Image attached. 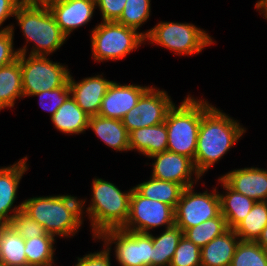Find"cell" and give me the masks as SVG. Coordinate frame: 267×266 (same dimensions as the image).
Returning <instances> with one entry per match:
<instances>
[{
  "mask_svg": "<svg viewBox=\"0 0 267 266\" xmlns=\"http://www.w3.org/2000/svg\"><path fill=\"white\" fill-rule=\"evenodd\" d=\"M246 133V128L202 98V119L198 131L194 165L204 176Z\"/></svg>",
  "mask_w": 267,
  "mask_h": 266,
  "instance_id": "1",
  "label": "cell"
},
{
  "mask_svg": "<svg viewBox=\"0 0 267 266\" xmlns=\"http://www.w3.org/2000/svg\"><path fill=\"white\" fill-rule=\"evenodd\" d=\"M14 17L26 40V44L17 49L18 54L50 56L68 39L44 1L24 0ZM28 43L33 45L30 53Z\"/></svg>",
  "mask_w": 267,
  "mask_h": 266,
  "instance_id": "2",
  "label": "cell"
},
{
  "mask_svg": "<svg viewBox=\"0 0 267 266\" xmlns=\"http://www.w3.org/2000/svg\"><path fill=\"white\" fill-rule=\"evenodd\" d=\"M22 202V211L56 238H72L83 225L82 199L77 196L53 194L27 198Z\"/></svg>",
  "mask_w": 267,
  "mask_h": 266,
  "instance_id": "3",
  "label": "cell"
},
{
  "mask_svg": "<svg viewBox=\"0 0 267 266\" xmlns=\"http://www.w3.org/2000/svg\"><path fill=\"white\" fill-rule=\"evenodd\" d=\"M92 199L88 207H84L86 199H82V214L90 219L92 237L111 228H121L128 219L132 188L120 190L114 183L102 178H93L91 184ZM85 211V212H84Z\"/></svg>",
  "mask_w": 267,
  "mask_h": 266,
  "instance_id": "4",
  "label": "cell"
},
{
  "mask_svg": "<svg viewBox=\"0 0 267 266\" xmlns=\"http://www.w3.org/2000/svg\"><path fill=\"white\" fill-rule=\"evenodd\" d=\"M201 119L202 98L196 99L188 94L180 105L174 104L165 119L168 132L167 150L194 161Z\"/></svg>",
  "mask_w": 267,
  "mask_h": 266,
  "instance_id": "5",
  "label": "cell"
},
{
  "mask_svg": "<svg viewBox=\"0 0 267 266\" xmlns=\"http://www.w3.org/2000/svg\"><path fill=\"white\" fill-rule=\"evenodd\" d=\"M143 35L146 42L169 49L178 56L200 54L207 46L216 43L206 30L187 22L160 21Z\"/></svg>",
  "mask_w": 267,
  "mask_h": 266,
  "instance_id": "6",
  "label": "cell"
},
{
  "mask_svg": "<svg viewBox=\"0 0 267 266\" xmlns=\"http://www.w3.org/2000/svg\"><path fill=\"white\" fill-rule=\"evenodd\" d=\"M91 53L95 62L124 59L130 52L146 44L143 31L116 21H101L91 30Z\"/></svg>",
  "mask_w": 267,
  "mask_h": 266,
  "instance_id": "7",
  "label": "cell"
},
{
  "mask_svg": "<svg viewBox=\"0 0 267 266\" xmlns=\"http://www.w3.org/2000/svg\"><path fill=\"white\" fill-rule=\"evenodd\" d=\"M28 56V57H27ZM18 54L22 72L23 99L43 91L61 87L69 78L70 69L49 56Z\"/></svg>",
  "mask_w": 267,
  "mask_h": 266,
  "instance_id": "8",
  "label": "cell"
},
{
  "mask_svg": "<svg viewBox=\"0 0 267 266\" xmlns=\"http://www.w3.org/2000/svg\"><path fill=\"white\" fill-rule=\"evenodd\" d=\"M104 242L107 250H114L115 259L120 266H151L152 232L139 233L111 228L101 232L93 240ZM114 249H112V245Z\"/></svg>",
  "mask_w": 267,
  "mask_h": 266,
  "instance_id": "9",
  "label": "cell"
},
{
  "mask_svg": "<svg viewBox=\"0 0 267 266\" xmlns=\"http://www.w3.org/2000/svg\"><path fill=\"white\" fill-rule=\"evenodd\" d=\"M173 225L175 214L172 206L143 197L132 188L129 216L121 227L123 230L149 234L155 228L163 226L167 229Z\"/></svg>",
  "mask_w": 267,
  "mask_h": 266,
  "instance_id": "10",
  "label": "cell"
},
{
  "mask_svg": "<svg viewBox=\"0 0 267 266\" xmlns=\"http://www.w3.org/2000/svg\"><path fill=\"white\" fill-rule=\"evenodd\" d=\"M192 187L184 188L174 209L175 225L183 232L220 214V199L217 187L213 192H196Z\"/></svg>",
  "mask_w": 267,
  "mask_h": 266,
  "instance_id": "11",
  "label": "cell"
},
{
  "mask_svg": "<svg viewBox=\"0 0 267 266\" xmlns=\"http://www.w3.org/2000/svg\"><path fill=\"white\" fill-rule=\"evenodd\" d=\"M174 104L167 91L151 85L125 114L122 123L129 133L134 129L163 123Z\"/></svg>",
  "mask_w": 267,
  "mask_h": 266,
  "instance_id": "12",
  "label": "cell"
},
{
  "mask_svg": "<svg viewBox=\"0 0 267 266\" xmlns=\"http://www.w3.org/2000/svg\"><path fill=\"white\" fill-rule=\"evenodd\" d=\"M149 158L154 160L150 164L153 178L175 182L183 188L197 185L198 180L202 178L195 168L194 161L184 155L166 150Z\"/></svg>",
  "mask_w": 267,
  "mask_h": 266,
  "instance_id": "13",
  "label": "cell"
},
{
  "mask_svg": "<svg viewBox=\"0 0 267 266\" xmlns=\"http://www.w3.org/2000/svg\"><path fill=\"white\" fill-rule=\"evenodd\" d=\"M44 2L67 38L74 30L88 24L97 9L95 0H44Z\"/></svg>",
  "mask_w": 267,
  "mask_h": 266,
  "instance_id": "14",
  "label": "cell"
},
{
  "mask_svg": "<svg viewBox=\"0 0 267 266\" xmlns=\"http://www.w3.org/2000/svg\"><path fill=\"white\" fill-rule=\"evenodd\" d=\"M28 157L25 156L13 165L0 167V225L10 224L12 217L22 210L23 202L14 203L20 180L29 169Z\"/></svg>",
  "mask_w": 267,
  "mask_h": 266,
  "instance_id": "15",
  "label": "cell"
},
{
  "mask_svg": "<svg viewBox=\"0 0 267 266\" xmlns=\"http://www.w3.org/2000/svg\"><path fill=\"white\" fill-rule=\"evenodd\" d=\"M150 86L120 84L112 80L102 99L98 115L104 118L122 120Z\"/></svg>",
  "mask_w": 267,
  "mask_h": 266,
  "instance_id": "16",
  "label": "cell"
},
{
  "mask_svg": "<svg viewBox=\"0 0 267 266\" xmlns=\"http://www.w3.org/2000/svg\"><path fill=\"white\" fill-rule=\"evenodd\" d=\"M69 74L68 83L71 96L78 106L88 115H98L101 102L112 81L103 77V74L85 77L79 82Z\"/></svg>",
  "mask_w": 267,
  "mask_h": 266,
  "instance_id": "17",
  "label": "cell"
},
{
  "mask_svg": "<svg viewBox=\"0 0 267 266\" xmlns=\"http://www.w3.org/2000/svg\"><path fill=\"white\" fill-rule=\"evenodd\" d=\"M220 178L235 192L255 201H267V169L254 166L238 168Z\"/></svg>",
  "mask_w": 267,
  "mask_h": 266,
  "instance_id": "18",
  "label": "cell"
},
{
  "mask_svg": "<svg viewBox=\"0 0 267 266\" xmlns=\"http://www.w3.org/2000/svg\"><path fill=\"white\" fill-rule=\"evenodd\" d=\"M167 143L168 132L165 122L134 129L129 133L130 151L135 150L147 158L166 151Z\"/></svg>",
  "mask_w": 267,
  "mask_h": 266,
  "instance_id": "19",
  "label": "cell"
},
{
  "mask_svg": "<svg viewBox=\"0 0 267 266\" xmlns=\"http://www.w3.org/2000/svg\"><path fill=\"white\" fill-rule=\"evenodd\" d=\"M88 129L109 148L121 153L130 151L129 132L122 120L93 115L89 118Z\"/></svg>",
  "mask_w": 267,
  "mask_h": 266,
  "instance_id": "20",
  "label": "cell"
},
{
  "mask_svg": "<svg viewBox=\"0 0 267 266\" xmlns=\"http://www.w3.org/2000/svg\"><path fill=\"white\" fill-rule=\"evenodd\" d=\"M239 241L232 229L217 236L201 248V266H230Z\"/></svg>",
  "mask_w": 267,
  "mask_h": 266,
  "instance_id": "21",
  "label": "cell"
},
{
  "mask_svg": "<svg viewBox=\"0 0 267 266\" xmlns=\"http://www.w3.org/2000/svg\"><path fill=\"white\" fill-rule=\"evenodd\" d=\"M218 183L225 190L222 194L218 191L220 213L226 219L228 228L233 230L248 215L256 201L235 192L220 177Z\"/></svg>",
  "mask_w": 267,
  "mask_h": 266,
  "instance_id": "22",
  "label": "cell"
},
{
  "mask_svg": "<svg viewBox=\"0 0 267 266\" xmlns=\"http://www.w3.org/2000/svg\"><path fill=\"white\" fill-rule=\"evenodd\" d=\"M90 115L70 96L50 117L54 128L63 134H82L88 129Z\"/></svg>",
  "mask_w": 267,
  "mask_h": 266,
  "instance_id": "23",
  "label": "cell"
},
{
  "mask_svg": "<svg viewBox=\"0 0 267 266\" xmlns=\"http://www.w3.org/2000/svg\"><path fill=\"white\" fill-rule=\"evenodd\" d=\"M22 72L17 58L0 67V111L13 108L17 99H22Z\"/></svg>",
  "mask_w": 267,
  "mask_h": 266,
  "instance_id": "24",
  "label": "cell"
},
{
  "mask_svg": "<svg viewBox=\"0 0 267 266\" xmlns=\"http://www.w3.org/2000/svg\"><path fill=\"white\" fill-rule=\"evenodd\" d=\"M25 239L10 224L0 225V264L27 266Z\"/></svg>",
  "mask_w": 267,
  "mask_h": 266,
  "instance_id": "25",
  "label": "cell"
},
{
  "mask_svg": "<svg viewBox=\"0 0 267 266\" xmlns=\"http://www.w3.org/2000/svg\"><path fill=\"white\" fill-rule=\"evenodd\" d=\"M133 188L143 197L166 203L174 209L184 189L178 183L159 180L152 176L149 180L143 181Z\"/></svg>",
  "mask_w": 267,
  "mask_h": 266,
  "instance_id": "26",
  "label": "cell"
},
{
  "mask_svg": "<svg viewBox=\"0 0 267 266\" xmlns=\"http://www.w3.org/2000/svg\"><path fill=\"white\" fill-rule=\"evenodd\" d=\"M183 231L176 225L163 229L160 235L152 234L151 266H169Z\"/></svg>",
  "mask_w": 267,
  "mask_h": 266,
  "instance_id": "27",
  "label": "cell"
},
{
  "mask_svg": "<svg viewBox=\"0 0 267 266\" xmlns=\"http://www.w3.org/2000/svg\"><path fill=\"white\" fill-rule=\"evenodd\" d=\"M267 226V201H256L248 215L233 229L240 241L256 242Z\"/></svg>",
  "mask_w": 267,
  "mask_h": 266,
  "instance_id": "28",
  "label": "cell"
},
{
  "mask_svg": "<svg viewBox=\"0 0 267 266\" xmlns=\"http://www.w3.org/2000/svg\"><path fill=\"white\" fill-rule=\"evenodd\" d=\"M55 236H38L25 239L27 266H49L54 264Z\"/></svg>",
  "mask_w": 267,
  "mask_h": 266,
  "instance_id": "29",
  "label": "cell"
},
{
  "mask_svg": "<svg viewBox=\"0 0 267 266\" xmlns=\"http://www.w3.org/2000/svg\"><path fill=\"white\" fill-rule=\"evenodd\" d=\"M226 219L220 213L217 217L208 219L195 227L186 229L183 236L199 248H203L217 236L228 230Z\"/></svg>",
  "mask_w": 267,
  "mask_h": 266,
  "instance_id": "30",
  "label": "cell"
},
{
  "mask_svg": "<svg viewBox=\"0 0 267 266\" xmlns=\"http://www.w3.org/2000/svg\"><path fill=\"white\" fill-rule=\"evenodd\" d=\"M230 266H267V251L257 242L239 241Z\"/></svg>",
  "mask_w": 267,
  "mask_h": 266,
  "instance_id": "31",
  "label": "cell"
},
{
  "mask_svg": "<svg viewBox=\"0 0 267 266\" xmlns=\"http://www.w3.org/2000/svg\"><path fill=\"white\" fill-rule=\"evenodd\" d=\"M150 2L151 0H126L123 12L116 22L138 31L150 18Z\"/></svg>",
  "mask_w": 267,
  "mask_h": 266,
  "instance_id": "32",
  "label": "cell"
},
{
  "mask_svg": "<svg viewBox=\"0 0 267 266\" xmlns=\"http://www.w3.org/2000/svg\"><path fill=\"white\" fill-rule=\"evenodd\" d=\"M201 248L182 236L169 266H201Z\"/></svg>",
  "mask_w": 267,
  "mask_h": 266,
  "instance_id": "33",
  "label": "cell"
},
{
  "mask_svg": "<svg viewBox=\"0 0 267 266\" xmlns=\"http://www.w3.org/2000/svg\"><path fill=\"white\" fill-rule=\"evenodd\" d=\"M33 96L39 97V105L43 110L49 112L52 117L57 109L71 96V89L67 80L61 87L43 91Z\"/></svg>",
  "mask_w": 267,
  "mask_h": 266,
  "instance_id": "34",
  "label": "cell"
},
{
  "mask_svg": "<svg viewBox=\"0 0 267 266\" xmlns=\"http://www.w3.org/2000/svg\"><path fill=\"white\" fill-rule=\"evenodd\" d=\"M10 225L24 239H32L38 236H53L48 234L36 220H33L22 210L12 217Z\"/></svg>",
  "mask_w": 267,
  "mask_h": 266,
  "instance_id": "35",
  "label": "cell"
},
{
  "mask_svg": "<svg viewBox=\"0 0 267 266\" xmlns=\"http://www.w3.org/2000/svg\"><path fill=\"white\" fill-rule=\"evenodd\" d=\"M11 30H0V67L12 63L18 57L14 48V24Z\"/></svg>",
  "mask_w": 267,
  "mask_h": 266,
  "instance_id": "36",
  "label": "cell"
},
{
  "mask_svg": "<svg viewBox=\"0 0 267 266\" xmlns=\"http://www.w3.org/2000/svg\"><path fill=\"white\" fill-rule=\"evenodd\" d=\"M102 21H117L125 7L126 0H95Z\"/></svg>",
  "mask_w": 267,
  "mask_h": 266,
  "instance_id": "37",
  "label": "cell"
},
{
  "mask_svg": "<svg viewBox=\"0 0 267 266\" xmlns=\"http://www.w3.org/2000/svg\"><path fill=\"white\" fill-rule=\"evenodd\" d=\"M101 251L90 252L83 257H76L77 263L73 266H111V254L105 246Z\"/></svg>",
  "mask_w": 267,
  "mask_h": 266,
  "instance_id": "38",
  "label": "cell"
},
{
  "mask_svg": "<svg viewBox=\"0 0 267 266\" xmlns=\"http://www.w3.org/2000/svg\"><path fill=\"white\" fill-rule=\"evenodd\" d=\"M24 0H0V30H11L13 25H8L2 27L4 22L10 18L14 17L18 6Z\"/></svg>",
  "mask_w": 267,
  "mask_h": 266,
  "instance_id": "39",
  "label": "cell"
},
{
  "mask_svg": "<svg viewBox=\"0 0 267 266\" xmlns=\"http://www.w3.org/2000/svg\"><path fill=\"white\" fill-rule=\"evenodd\" d=\"M256 11H259L267 20V0H258L255 4Z\"/></svg>",
  "mask_w": 267,
  "mask_h": 266,
  "instance_id": "40",
  "label": "cell"
},
{
  "mask_svg": "<svg viewBox=\"0 0 267 266\" xmlns=\"http://www.w3.org/2000/svg\"><path fill=\"white\" fill-rule=\"evenodd\" d=\"M256 242L267 251V226L262 230V233Z\"/></svg>",
  "mask_w": 267,
  "mask_h": 266,
  "instance_id": "41",
  "label": "cell"
},
{
  "mask_svg": "<svg viewBox=\"0 0 267 266\" xmlns=\"http://www.w3.org/2000/svg\"><path fill=\"white\" fill-rule=\"evenodd\" d=\"M26 1H44V0H26Z\"/></svg>",
  "mask_w": 267,
  "mask_h": 266,
  "instance_id": "42",
  "label": "cell"
}]
</instances>
